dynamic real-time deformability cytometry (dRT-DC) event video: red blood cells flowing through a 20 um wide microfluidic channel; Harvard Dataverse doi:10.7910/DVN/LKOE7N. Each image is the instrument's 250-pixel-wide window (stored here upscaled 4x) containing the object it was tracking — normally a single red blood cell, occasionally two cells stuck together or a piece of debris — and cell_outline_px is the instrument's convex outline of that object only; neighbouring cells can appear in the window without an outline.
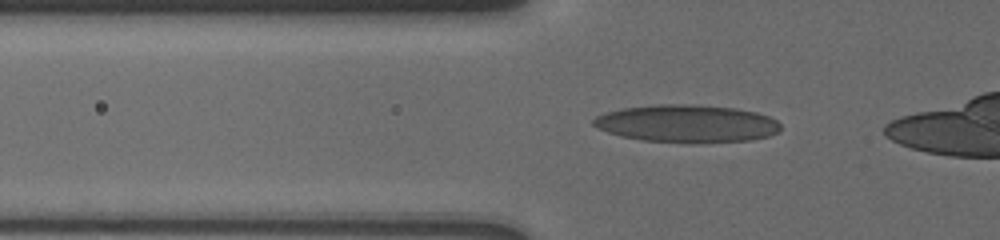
{"species": "human", "species_latin": "Homo sapiens", "temperature_condition": "cold", "stored_images_in_passage": 13, "segment_of_instrument_passage": [1, 2], "camera_frame_rate_fps": 3000, "um_per_image_px": 0.085, "donor": {"sex": "male"}, "frame": {"image": 1, "passage_image": 3, "time_ms": 0.667, "image_size_px": [1000, 240], "cell_outline_px": [[780, 132], [768, 136], [748, 140], [644, 140], [620, 136], [608, 132], [592, 124], [592, 120], [596, 116], [608, 112], [624, 108], [660, 104], [696, 104], [736, 108], [756, 112], [768, 116], [776, 120], [780, 124]], "centroid_in_image_um": [58.39, 10.45], "position_along_channel_um": 67.4, "area_um2": 39.71}}
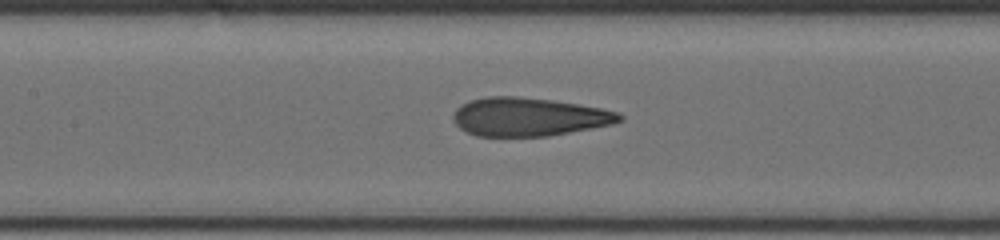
{"frame": {"image": 2, "passage_image": 10, "time_ms": 3.333, "image_size_px": [1000, 240], "cell_outline_px": [[624, 120], [612, 124], [592, 128], [548, 136], [476, 136], [460, 128], [456, 124], [452, 116], [456, 108], [472, 100], [488, 96], [516, 96], [552, 100], [600, 108], [620, 112], [624, 116]], "centroid_in_image_um": [44.97, 9.93], "position_along_channel_um": 162.4, "area_um2": 37.11}}
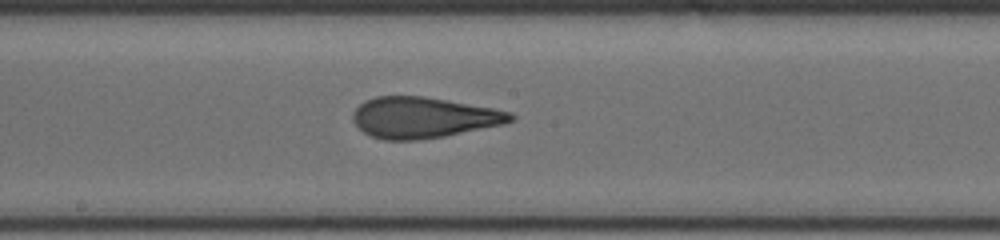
{"frame": {"image": 3, "passage_image": 12, "time_ms": 4.667, "image_size_px": [1000, 240], "cell_outline_px": [[516, 116], [512, 120], [504, 124], [444, 136], [420, 140], [384, 140], [372, 136], [364, 132], [352, 120], [352, 112], [364, 100], [376, 96], [424, 96], [492, 108], [512, 112]], "centroid_in_image_um": [35.97, 9.99], "position_along_channel_um": 212.2, "area_um2": 37.51}}